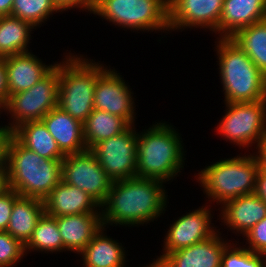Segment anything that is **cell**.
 <instances>
[{
    "label": "cell",
    "instance_id": "obj_17",
    "mask_svg": "<svg viewBox=\"0 0 266 267\" xmlns=\"http://www.w3.org/2000/svg\"><path fill=\"white\" fill-rule=\"evenodd\" d=\"M8 80V98L10 95L33 87L56 65L43 63L33 52L4 57Z\"/></svg>",
    "mask_w": 266,
    "mask_h": 267
},
{
    "label": "cell",
    "instance_id": "obj_3",
    "mask_svg": "<svg viewBox=\"0 0 266 267\" xmlns=\"http://www.w3.org/2000/svg\"><path fill=\"white\" fill-rule=\"evenodd\" d=\"M224 103L266 101V76L230 38L215 42Z\"/></svg>",
    "mask_w": 266,
    "mask_h": 267
},
{
    "label": "cell",
    "instance_id": "obj_25",
    "mask_svg": "<svg viewBox=\"0 0 266 267\" xmlns=\"http://www.w3.org/2000/svg\"><path fill=\"white\" fill-rule=\"evenodd\" d=\"M31 23L14 16L0 17V58L30 52Z\"/></svg>",
    "mask_w": 266,
    "mask_h": 267
},
{
    "label": "cell",
    "instance_id": "obj_32",
    "mask_svg": "<svg viewBox=\"0 0 266 267\" xmlns=\"http://www.w3.org/2000/svg\"><path fill=\"white\" fill-rule=\"evenodd\" d=\"M243 239L246 240L244 246H247V249L258 254H266V217L254 225Z\"/></svg>",
    "mask_w": 266,
    "mask_h": 267
},
{
    "label": "cell",
    "instance_id": "obj_37",
    "mask_svg": "<svg viewBox=\"0 0 266 267\" xmlns=\"http://www.w3.org/2000/svg\"><path fill=\"white\" fill-rule=\"evenodd\" d=\"M257 150L254 152L255 157L259 163V169L266 172V135L264 138L258 143L257 147H253Z\"/></svg>",
    "mask_w": 266,
    "mask_h": 267
},
{
    "label": "cell",
    "instance_id": "obj_29",
    "mask_svg": "<svg viewBox=\"0 0 266 267\" xmlns=\"http://www.w3.org/2000/svg\"><path fill=\"white\" fill-rule=\"evenodd\" d=\"M57 12L60 11L51 0H13L11 16L27 21L37 29Z\"/></svg>",
    "mask_w": 266,
    "mask_h": 267
},
{
    "label": "cell",
    "instance_id": "obj_40",
    "mask_svg": "<svg viewBox=\"0 0 266 267\" xmlns=\"http://www.w3.org/2000/svg\"><path fill=\"white\" fill-rule=\"evenodd\" d=\"M13 0H0V17L11 15Z\"/></svg>",
    "mask_w": 266,
    "mask_h": 267
},
{
    "label": "cell",
    "instance_id": "obj_13",
    "mask_svg": "<svg viewBox=\"0 0 266 267\" xmlns=\"http://www.w3.org/2000/svg\"><path fill=\"white\" fill-rule=\"evenodd\" d=\"M109 68V69H108ZM115 68L107 67L98 77L94 91V109L124 118L130 125L136 121L134 93Z\"/></svg>",
    "mask_w": 266,
    "mask_h": 267
},
{
    "label": "cell",
    "instance_id": "obj_18",
    "mask_svg": "<svg viewBox=\"0 0 266 267\" xmlns=\"http://www.w3.org/2000/svg\"><path fill=\"white\" fill-rule=\"evenodd\" d=\"M45 214L59 217L72 214L101 213V206L85 191L61 180L43 200Z\"/></svg>",
    "mask_w": 266,
    "mask_h": 267
},
{
    "label": "cell",
    "instance_id": "obj_28",
    "mask_svg": "<svg viewBox=\"0 0 266 267\" xmlns=\"http://www.w3.org/2000/svg\"><path fill=\"white\" fill-rule=\"evenodd\" d=\"M30 252H63V241L54 217L43 214L38 220L33 234L25 245L26 255Z\"/></svg>",
    "mask_w": 266,
    "mask_h": 267
},
{
    "label": "cell",
    "instance_id": "obj_10",
    "mask_svg": "<svg viewBox=\"0 0 266 267\" xmlns=\"http://www.w3.org/2000/svg\"><path fill=\"white\" fill-rule=\"evenodd\" d=\"M131 125L121 134L95 144L90 151L113 180L136 177L138 132Z\"/></svg>",
    "mask_w": 266,
    "mask_h": 267
},
{
    "label": "cell",
    "instance_id": "obj_38",
    "mask_svg": "<svg viewBox=\"0 0 266 267\" xmlns=\"http://www.w3.org/2000/svg\"><path fill=\"white\" fill-rule=\"evenodd\" d=\"M266 203V172L259 169L256 179L255 192Z\"/></svg>",
    "mask_w": 266,
    "mask_h": 267
},
{
    "label": "cell",
    "instance_id": "obj_21",
    "mask_svg": "<svg viewBox=\"0 0 266 267\" xmlns=\"http://www.w3.org/2000/svg\"><path fill=\"white\" fill-rule=\"evenodd\" d=\"M266 19V0H224L219 20V38Z\"/></svg>",
    "mask_w": 266,
    "mask_h": 267
},
{
    "label": "cell",
    "instance_id": "obj_7",
    "mask_svg": "<svg viewBox=\"0 0 266 267\" xmlns=\"http://www.w3.org/2000/svg\"><path fill=\"white\" fill-rule=\"evenodd\" d=\"M92 13L126 31L171 33L168 0H94Z\"/></svg>",
    "mask_w": 266,
    "mask_h": 267
},
{
    "label": "cell",
    "instance_id": "obj_11",
    "mask_svg": "<svg viewBox=\"0 0 266 267\" xmlns=\"http://www.w3.org/2000/svg\"><path fill=\"white\" fill-rule=\"evenodd\" d=\"M62 180L85 191L100 206L106 201L113 182L90 150L67 154L62 159Z\"/></svg>",
    "mask_w": 266,
    "mask_h": 267
},
{
    "label": "cell",
    "instance_id": "obj_33",
    "mask_svg": "<svg viewBox=\"0 0 266 267\" xmlns=\"http://www.w3.org/2000/svg\"><path fill=\"white\" fill-rule=\"evenodd\" d=\"M19 196L20 195L12 188H9L8 190L0 194V231H6L14 201Z\"/></svg>",
    "mask_w": 266,
    "mask_h": 267
},
{
    "label": "cell",
    "instance_id": "obj_4",
    "mask_svg": "<svg viewBox=\"0 0 266 267\" xmlns=\"http://www.w3.org/2000/svg\"><path fill=\"white\" fill-rule=\"evenodd\" d=\"M9 188L20 196L44 200L62 180V159H46L24 147L14 136L7 158Z\"/></svg>",
    "mask_w": 266,
    "mask_h": 267
},
{
    "label": "cell",
    "instance_id": "obj_35",
    "mask_svg": "<svg viewBox=\"0 0 266 267\" xmlns=\"http://www.w3.org/2000/svg\"><path fill=\"white\" fill-rule=\"evenodd\" d=\"M13 131L7 129L0 133V168H7L8 148Z\"/></svg>",
    "mask_w": 266,
    "mask_h": 267
},
{
    "label": "cell",
    "instance_id": "obj_1",
    "mask_svg": "<svg viewBox=\"0 0 266 267\" xmlns=\"http://www.w3.org/2000/svg\"><path fill=\"white\" fill-rule=\"evenodd\" d=\"M164 184L137 176L113 181L101 206L103 227L144 226L164 215L169 200Z\"/></svg>",
    "mask_w": 266,
    "mask_h": 267
},
{
    "label": "cell",
    "instance_id": "obj_5",
    "mask_svg": "<svg viewBox=\"0 0 266 267\" xmlns=\"http://www.w3.org/2000/svg\"><path fill=\"white\" fill-rule=\"evenodd\" d=\"M65 54L55 65L59 72L58 106L83 123L94 110L97 77L108 66L79 53Z\"/></svg>",
    "mask_w": 266,
    "mask_h": 267
},
{
    "label": "cell",
    "instance_id": "obj_20",
    "mask_svg": "<svg viewBox=\"0 0 266 267\" xmlns=\"http://www.w3.org/2000/svg\"><path fill=\"white\" fill-rule=\"evenodd\" d=\"M41 121L65 155L87 150L84 141L83 123L73 118L58 105L51 109Z\"/></svg>",
    "mask_w": 266,
    "mask_h": 267
},
{
    "label": "cell",
    "instance_id": "obj_22",
    "mask_svg": "<svg viewBox=\"0 0 266 267\" xmlns=\"http://www.w3.org/2000/svg\"><path fill=\"white\" fill-rule=\"evenodd\" d=\"M107 228L101 230L91 239L86 247L78 254L82 258L83 267H122L126 265V248L107 236Z\"/></svg>",
    "mask_w": 266,
    "mask_h": 267
},
{
    "label": "cell",
    "instance_id": "obj_34",
    "mask_svg": "<svg viewBox=\"0 0 266 267\" xmlns=\"http://www.w3.org/2000/svg\"><path fill=\"white\" fill-rule=\"evenodd\" d=\"M55 7L60 11H68L71 9L79 8L80 11L89 12L93 11L94 0H51ZM87 10V11H86Z\"/></svg>",
    "mask_w": 266,
    "mask_h": 267
},
{
    "label": "cell",
    "instance_id": "obj_30",
    "mask_svg": "<svg viewBox=\"0 0 266 267\" xmlns=\"http://www.w3.org/2000/svg\"><path fill=\"white\" fill-rule=\"evenodd\" d=\"M230 243L223 251L221 267H265V256L255 253L245 246ZM238 245V246H237Z\"/></svg>",
    "mask_w": 266,
    "mask_h": 267
},
{
    "label": "cell",
    "instance_id": "obj_36",
    "mask_svg": "<svg viewBox=\"0 0 266 267\" xmlns=\"http://www.w3.org/2000/svg\"><path fill=\"white\" fill-rule=\"evenodd\" d=\"M8 101V80L4 59L0 58V102L5 106Z\"/></svg>",
    "mask_w": 266,
    "mask_h": 267
},
{
    "label": "cell",
    "instance_id": "obj_42",
    "mask_svg": "<svg viewBox=\"0 0 266 267\" xmlns=\"http://www.w3.org/2000/svg\"><path fill=\"white\" fill-rule=\"evenodd\" d=\"M3 112H5V110H4V105L0 102V115L3 113ZM1 117V116H0ZM8 128L6 127V125H0V133L1 132H4V131H6Z\"/></svg>",
    "mask_w": 266,
    "mask_h": 267
},
{
    "label": "cell",
    "instance_id": "obj_26",
    "mask_svg": "<svg viewBox=\"0 0 266 267\" xmlns=\"http://www.w3.org/2000/svg\"><path fill=\"white\" fill-rule=\"evenodd\" d=\"M130 126L124 118L94 109L83 122L84 141L87 150H90L100 141L121 134Z\"/></svg>",
    "mask_w": 266,
    "mask_h": 267
},
{
    "label": "cell",
    "instance_id": "obj_16",
    "mask_svg": "<svg viewBox=\"0 0 266 267\" xmlns=\"http://www.w3.org/2000/svg\"><path fill=\"white\" fill-rule=\"evenodd\" d=\"M220 208L219 220L242 237L266 217V203L255 193L228 200Z\"/></svg>",
    "mask_w": 266,
    "mask_h": 267
},
{
    "label": "cell",
    "instance_id": "obj_24",
    "mask_svg": "<svg viewBox=\"0 0 266 267\" xmlns=\"http://www.w3.org/2000/svg\"><path fill=\"white\" fill-rule=\"evenodd\" d=\"M13 136L26 148L46 159H63L66 155L60 150L53 136L42 121L21 124L13 131Z\"/></svg>",
    "mask_w": 266,
    "mask_h": 267
},
{
    "label": "cell",
    "instance_id": "obj_39",
    "mask_svg": "<svg viewBox=\"0 0 266 267\" xmlns=\"http://www.w3.org/2000/svg\"><path fill=\"white\" fill-rule=\"evenodd\" d=\"M9 189V178L7 168H0V194Z\"/></svg>",
    "mask_w": 266,
    "mask_h": 267
},
{
    "label": "cell",
    "instance_id": "obj_23",
    "mask_svg": "<svg viewBox=\"0 0 266 267\" xmlns=\"http://www.w3.org/2000/svg\"><path fill=\"white\" fill-rule=\"evenodd\" d=\"M44 213L42 200L19 196L14 201L6 232L25 246Z\"/></svg>",
    "mask_w": 266,
    "mask_h": 267
},
{
    "label": "cell",
    "instance_id": "obj_19",
    "mask_svg": "<svg viewBox=\"0 0 266 267\" xmlns=\"http://www.w3.org/2000/svg\"><path fill=\"white\" fill-rule=\"evenodd\" d=\"M63 241V251L79 254L103 227L102 213L54 217Z\"/></svg>",
    "mask_w": 266,
    "mask_h": 267
},
{
    "label": "cell",
    "instance_id": "obj_27",
    "mask_svg": "<svg viewBox=\"0 0 266 267\" xmlns=\"http://www.w3.org/2000/svg\"><path fill=\"white\" fill-rule=\"evenodd\" d=\"M230 39L266 76V19L237 31Z\"/></svg>",
    "mask_w": 266,
    "mask_h": 267
},
{
    "label": "cell",
    "instance_id": "obj_15",
    "mask_svg": "<svg viewBox=\"0 0 266 267\" xmlns=\"http://www.w3.org/2000/svg\"><path fill=\"white\" fill-rule=\"evenodd\" d=\"M221 234L218 229L207 240L168 253L161 260L167 267H221L223 251L231 243Z\"/></svg>",
    "mask_w": 266,
    "mask_h": 267
},
{
    "label": "cell",
    "instance_id": "obj_31",
    "mask_svg": "<svg viewBox=\"0 0 266 267\" xmlns=\"http://www.w3.org/2000/svg\"><path fill=\"white\" fill-rule=\"evenodd\" d=\"M25 246L8 232L0 231V267H14L25 257Z\"/></svg>",
    "mask_w": 266,
    "mask_h": 267
},
{
    "label": "cell",
    "instance_id": "obj_8",
    "mask_svg": "<svg viewBox=\"0 0 266 267\" xmlns=\"http://www.w3.org/2000/svg\"><path fill=\"white\" fill-rule=\"evenodd\" d=\"M226 104L216 133L241 149L257 147L266 135V101Z\"/></svg>",
    "mask_w": 266,
    "mask_h": 267
},
{
    "label": "cell",
    "instance_id": "obj_9",
    "mask_svg": "<svg viewBox=\"0 0 266 267\" xmlns=\"http://www.w3.org/2000/svg\"><path fill=\"white\" fill-rule=\"evenodd\" d=\"M59 72L55 66L44 78L28 90L10 95L4 106L10 116L6 127L14 131L21 124L41 121L58 105Z\"/></svg>",
    "mask_w": 266,
    "mask_h": 267
},
{
    "label": "cell",
    "instance_id": "obj_41",
    "mask_svg": "<svg viewBox=\"0 0 266 267\" xmlns=\"http://www.w3.org/2000/svg\"><path fill=\"white\" fill-rule=\"evenodd\" d=\"M147 264L148 265L143 266V267H167L166 264L159 258H156V259L154 258L152 263L150 262V264L149 263Z\"/></svg>",
    "mask_w": 266,
    "mask_h": 267
},
{
    "label": "cell",
    "instance_id": "obj_12",
    "mask_svg": "<svg viewBox=\"0 0 266 267\" xmlns=\"http://www.w3.org/2000/svg\"><path fill=\"white\" fill-rule=\"evenodd\" d=\"M211 207L210 204L202 205L193 209L194 211L186 212V215L179 216L174 222L172 221L164 235L162 255L156 257L161 259L168 253L187 248L215 235L218 229L212 223V213L214 212Z\"/></svg>",
    "mask_w": 266,
    "mask_h": 267
},
{
    "label": "cell",
    "instance_id": "obj_14",
    "mask_svg": "<svg viewBox=\"0 0 266 267\" xmlns=\"http://www.w3.org/2000/svg\"><path fill=\"white\" fill-rule=\"evenodd\" d=\"M223 3L224 0H168L169 30L182 32L195 27L219 35Z\"/></svg>",
    "mask_w": 266,
    "mask_h": 267
},
{
    "label": "cell",
    "instance_id": "obj_2",
    "mask_svg": "<svg viewBox=\"0 0 266 267\" xmlns=\"http://www.w3.org/2000/svg\"><path fill=\"white\" fill-rule=\"evenodd\" d=\"M173 126L160 121L138 132L137 177L167 183L182 172L186 151L180 133Z\"/></svg>",
    "mask_w": 266,
    "mask_h": 267
},
{
    "label": "cell",
    "instance_id": "obj_6",
    "mask_svg": "<svg viewBox=\"0 0 266 267\" xmlns=\"http://www.w3.org/2000/svg\"><path fill=\"white\" fill-rule=\"evenodd\" d=\"M244 154L210 162L195 175L210 204L216 202L221 206L228 200L255 192L259 163L253 152Z\"/></svg>",
    "mask_w": 266,
    "mask_h": 267
}]
</instances>
